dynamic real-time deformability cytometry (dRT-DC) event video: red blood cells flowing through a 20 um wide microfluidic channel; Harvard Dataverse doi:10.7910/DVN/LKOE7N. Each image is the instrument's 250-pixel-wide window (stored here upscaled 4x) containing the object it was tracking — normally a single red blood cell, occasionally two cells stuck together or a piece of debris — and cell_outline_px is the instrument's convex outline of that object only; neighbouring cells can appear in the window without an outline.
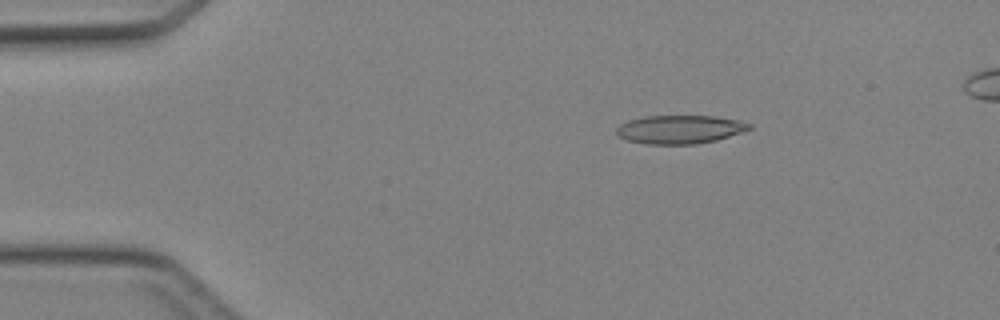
{"species": "Egyptian fruit bat (a non-hibernating species)", "species_latin": "Rousettus aegyptiacus", "temperature_condition": "cold", "stored_images_in_passage": 46, "camera_frame_rate_fps": 3000, "um_per_image_px": 0.085, "animal": {"sex": "female"}, "frame": {"image": 1, "passage_image": 8, "time_ms": 2.333, "image_size_px": [1000, 320], "cell_outline_px": [[752, 128], [716, 140], [696, 144], [648, 144], [628, 140], [620, 136], [616, 132], [616, 128], [620, 124], [628, 120], [644, 116], [716, 116], [740, 120], [752, 124]], "centroid_in_image_um": [57.79, 10.99], "position_along_channel_um": 27.2, "area_um2": 21.96}}
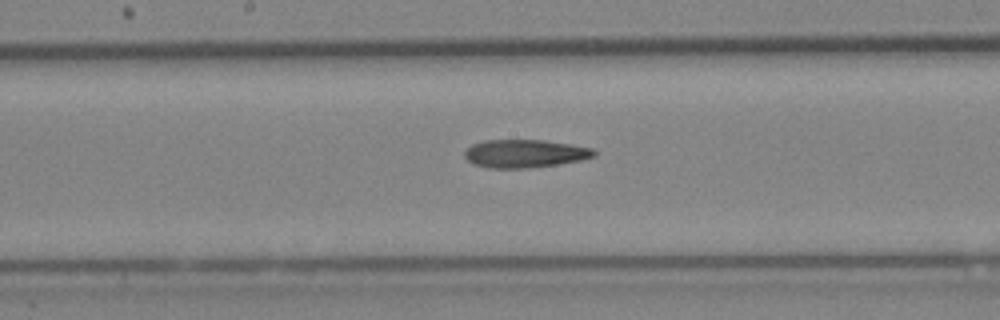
{"frame": {"image": 2, "passage_image": 24, "time_ms": 7.667, "image_size_px": [1000, 320], "cell_outline_px": [[596, 156], [584, 160], [532, 168], [488, 168], [472, 164], [464, 156], [464, 152], [472, 144], [484, 140], [544, 140], [572, 144], [592, 148], [596, 152]], "centroid_in_image_um": [44.63, 13.06], "position_along_channel_um": 203.6, "area_um2": 21.44}}
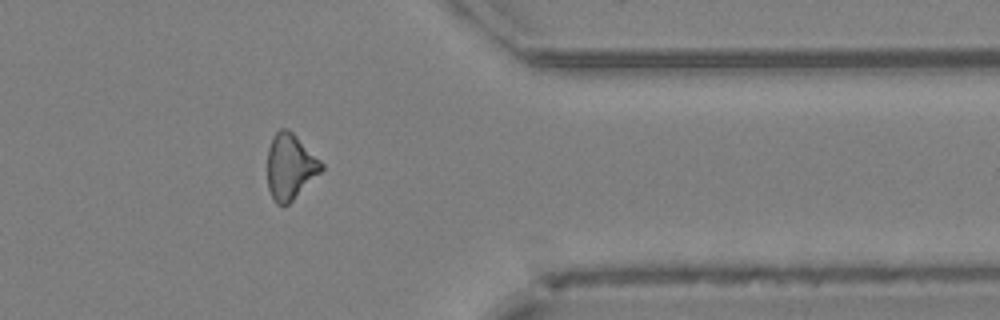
{"frame": {"image": 3, "passage_image": 37, "time_ms": 12.0, "image_size_px": [1000, 320], "cell_outline_px": [[324, 168], [284, 208], [276, 204], [272, 200], [268, 188], [268, 148], [272, 136], [280, 128], [288, 128], [324, 164]], "centroid_in_image_um": [24.63, 14.18], "position_along_channel_um": 386.8, "area_um2": 20.58}}